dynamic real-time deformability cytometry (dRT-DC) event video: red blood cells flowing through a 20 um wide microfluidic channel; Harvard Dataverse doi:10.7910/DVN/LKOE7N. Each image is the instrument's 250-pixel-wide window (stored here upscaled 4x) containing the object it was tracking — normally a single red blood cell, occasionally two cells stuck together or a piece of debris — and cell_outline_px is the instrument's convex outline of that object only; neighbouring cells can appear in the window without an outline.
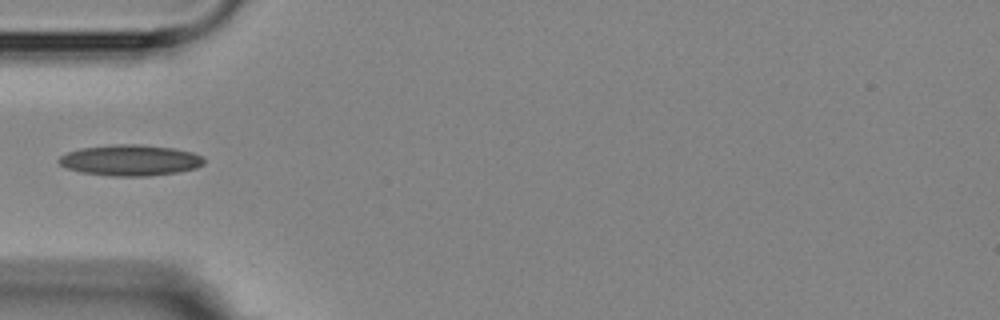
{"species": "Egyptian fruit bat (a non-hibernating species)", "species_latin": "Rousettus aegyptiacus", "temperature_condition": "room temperature", "stored_images_in_passage": 6, "camera_frame_rate_fps": 3000, "um_per_image_px": 0.085, "animal": {"sex": "female"}, "frame": {"image": 1, "passage_image": 5, "time_ms": 4.667, "image_size_px": [1000, 320], "cell_outline_px": [[204, 164], [196, 168], [176, 172], [148, 176], [112, 176], [80, 172], [68, 168], [60, 164], [56, 160], [60, 156], [68, 152], [80, 148], [120, 144], [136, 144], [172, 148], [192, 152], [200, 156], [204, 160]], "centroid_in_image_um": [11.05, 13.62], "position_along_channel_um": 74.0, "area_um2": 25.95}}
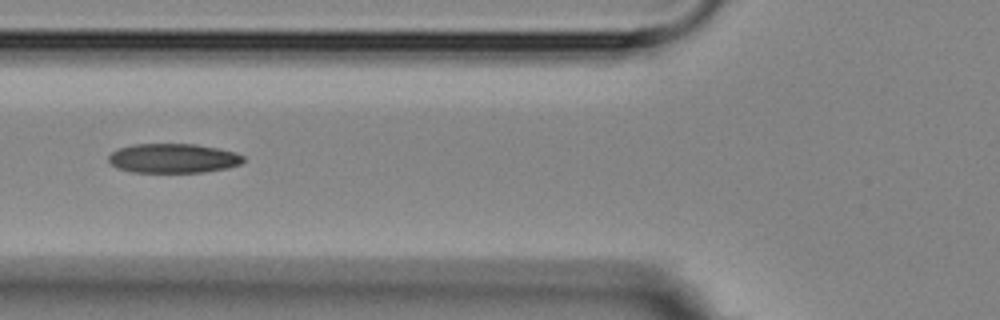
{"frame": {"image": 2, "passage_image": 6, "time_ms": 5.667, "image_size_px": [1000, 320], "cell_outline_px": [[244, 160], [240, 164], [228, 168], [204, 172], [132, 172], [116, 168], [108, 160], [108, 156], [112, 152], [120, 148], [136, 144], [196, 144], [236, 152], [244, 156]], "centroid_in_image_um": [14.73, 13.46], "position_along_channel_um": 111.1, "area_um2": 23.06}}